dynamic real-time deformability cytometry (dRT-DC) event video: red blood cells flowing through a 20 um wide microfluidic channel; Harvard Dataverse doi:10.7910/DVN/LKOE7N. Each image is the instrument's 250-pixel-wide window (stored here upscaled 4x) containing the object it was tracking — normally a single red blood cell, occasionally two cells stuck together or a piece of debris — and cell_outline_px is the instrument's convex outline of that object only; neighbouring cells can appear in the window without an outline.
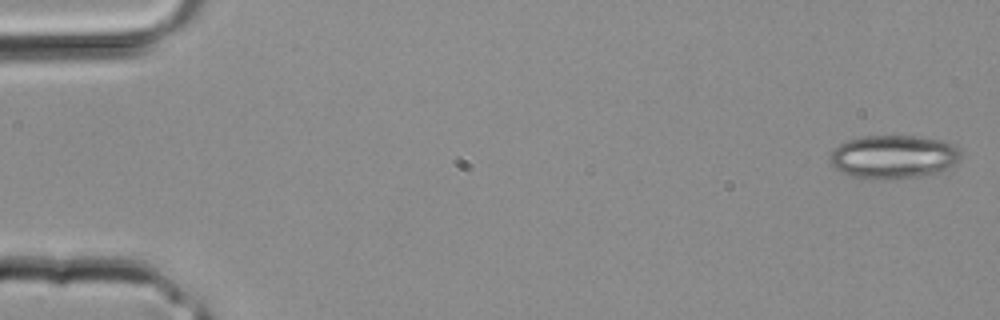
{"species": "common noctule bat (a hibernating species)", "species_latin": "Nyctalus noctula", "temperature_condition": "room temperature", "stored_images_in_passage": 35, "camera_frame_rate_fps": 3000, "um_per_image_px": 0.085, "animal": {"sex": "male", "body_mass_g": 20.4}, "frame": {"image": 1, "passage_image": 1, "time_ms": 0.0, "image_size_px": [1000, 320], "cell_outline_px": [[960, 156], [952, 164], [940, 172], [916, 176], [884, 180], [852, 176], [840, 172], [832, 164], [828, 156], [840, 144], [848, 140], [864, 136], [912, 136], [940, 140], [952, 144], [960, 148]], "centroid_in_image_um": [75.92, 13.33], "position_along_channel_um": 9.1, "area_um2": 32.71}}
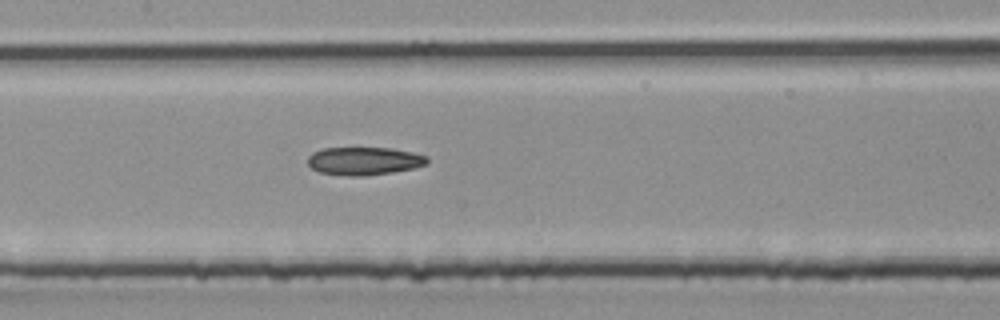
{"frame": {"image": 2, "passage_image": 17, "time_ms": 5.333, "image_size_px": [1000, 320], "cell_outline_px": [[428, 164], [416, 168], [392, 172], [364, 176], [348, 176], [320, 172], [312, 168], [308, 164], [308, 156], [312, 152], [324, 148], [392, 148], [412, 152], [428, 156]], "centroid_in_image_um": [30.98, 13.68], "position_along_channel_um": 176.4, "area_um2": 19.59}}
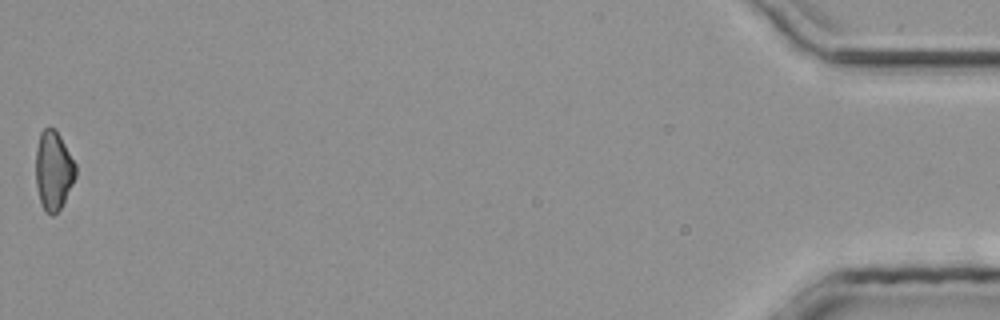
{"frame": {"image": 3, "passage_image": 35, "time_ms": 11.333, "image_size_px": [1000, 320], "cell_outline_px": [[76, 176], [60, 208], [52, 216], [44, 212], [40, 204], [36, 188], [36, 148], [40, 132], [44, 128], [52, 128], [60, 136], [76, 164]], "centroid_in_image_um": [4.52, 14.52], "position_along_channel_um": 430.7, "area_um2": 18.32}}